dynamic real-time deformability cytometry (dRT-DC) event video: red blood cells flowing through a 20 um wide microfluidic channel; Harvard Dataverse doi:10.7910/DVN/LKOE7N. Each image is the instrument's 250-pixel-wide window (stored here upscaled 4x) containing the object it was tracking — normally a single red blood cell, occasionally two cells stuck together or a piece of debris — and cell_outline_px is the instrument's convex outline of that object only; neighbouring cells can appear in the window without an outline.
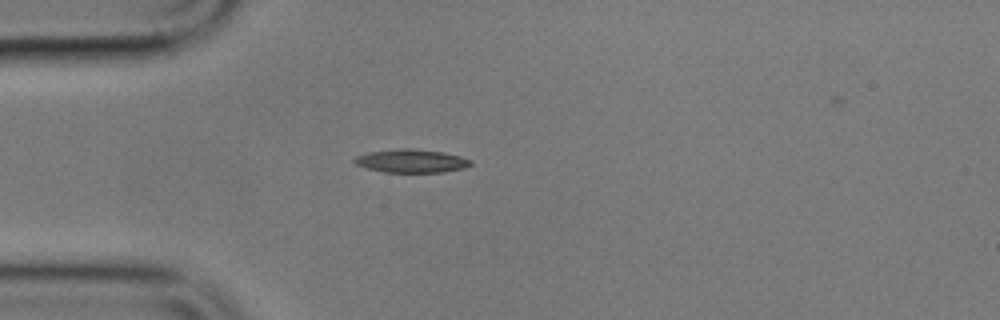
{"species": "common noctule bat (a hibernating species)", "species_latin": "Nyctalus noctula", "temperature_condition": "cold", "stored_images_in_passage": 3, "camera_frame_rate_fps": 3000, "um_per_image_px": 0.085, "animal": {"sex": "male", "body_mass_g": 17.9}, "frame": {"image": 1, "passage_image": 2, "time_ms": 1.667, "image_size_px": [1000, 320], "cell_outline_px": [[472, 164], [464, 168], [444, 172], [384, 172], [368, 168], [356, 164], [352, 160], [356, 156], [368, 152], [400, 148], [412, 148], [444, 152], [460, 156], [472, 160]], "centroid_in_image_um": [34.98, 13.67], "position_along_channel_um": 50.0, "area_um2": 15.84}}